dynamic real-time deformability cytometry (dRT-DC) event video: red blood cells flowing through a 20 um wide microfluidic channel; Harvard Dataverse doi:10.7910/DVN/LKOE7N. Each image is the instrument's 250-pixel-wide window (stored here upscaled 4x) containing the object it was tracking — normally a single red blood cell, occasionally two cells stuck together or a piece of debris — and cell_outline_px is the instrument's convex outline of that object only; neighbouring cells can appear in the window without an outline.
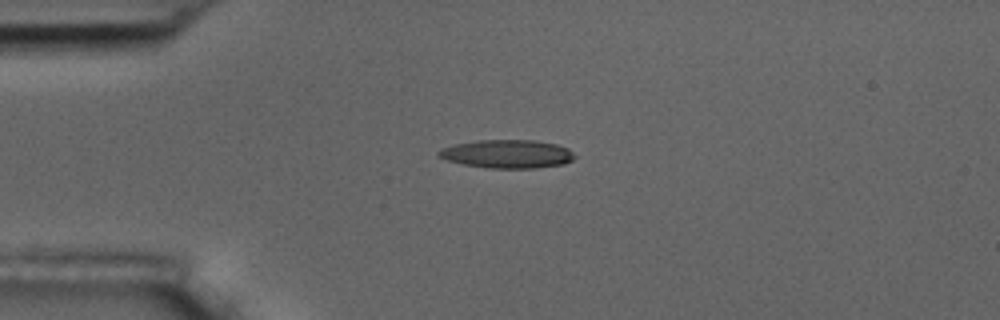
{"species": "common noctule bat (a hibernating species)", "species_latin": "Nyctalus noctula", "temperature_condition": "room temperature", "stored_images_in_passage": 14, "camera_frame_rate_fps": 3000, "um_per_image_px": 0.085, "animal": {"sex": "male", "body_mass_g": 17.5, "forearm_length_mm": 52.3}, "frame": {"image": 1, "passage_image": 3, "time_ms": 3.333, "image_size_px": [1000, 320], "cell_outline_px": [[576, 156], [572, 160], [564, 164], [536, 168], [488, 168], [464, 164], [448, 160], [440, 156], [436, 152], [440, 148], [456, 144], [476, 140], [532, 140], [556, 144], [568, 148]], "centroid_in_image_um": [43.13, 13.08], "position_along_channel_um": 41.9, "area_um2": 22.43}}
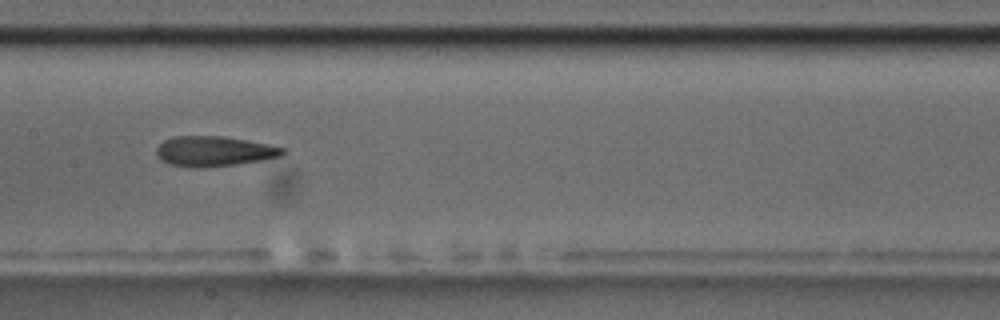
{"frame": {"image": 2, "passage_image": 7, "time_ms": 8.0, "image_size_px": [1000, 320], "cell_outline_px": [[284, 152], [280, 156], [264, 160], [236, 164], [196, 168], [168, 164], [156, 152], [156, 148], [164, 140], [172, 136], [224, 136], [248, 140], [268, 144], [284, 148]], "centroid_in_image_um": [18.2, 12.85], "position_along_channel_um": 189.2, "area_um2": 22.02}}
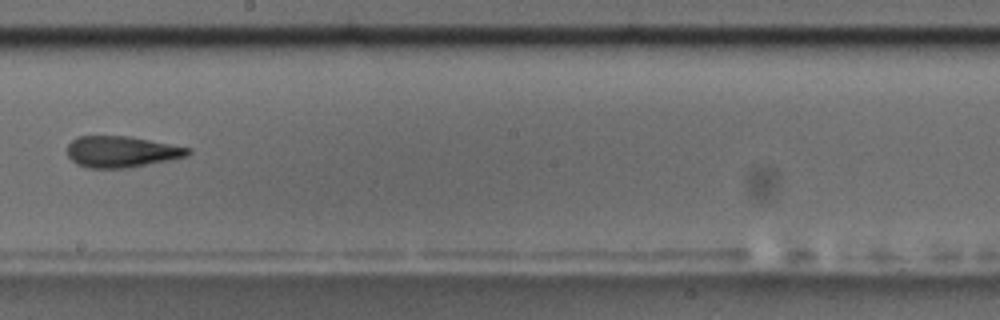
{"frame": {"image": 3, "passage_image": 8, "time_ms": 9.333, "image_size_px": [1000, 320], "cell_outline_px": [[192, 152], [188, 156], [128, 168], [88, 168], [76, 164], [68, 156], [68, 144], [76, 136], [128, 136], [192, 148]], "centroid_in_image_um": [10.33, 12.9], "position_along_channel_um": 237.9, "area_um2": 22.02}, "authors_computed_cell_mechanics": {"area_um2": 22.0218, "velocity_mm_per_s": 3.6727, "shape_relaxation_time_tau1_ms": null, "shape_relaxation_time_tau2_ms": 2.7691, "deformation_change_tau1": null, "deformation_change_tau2": 0.1203}}